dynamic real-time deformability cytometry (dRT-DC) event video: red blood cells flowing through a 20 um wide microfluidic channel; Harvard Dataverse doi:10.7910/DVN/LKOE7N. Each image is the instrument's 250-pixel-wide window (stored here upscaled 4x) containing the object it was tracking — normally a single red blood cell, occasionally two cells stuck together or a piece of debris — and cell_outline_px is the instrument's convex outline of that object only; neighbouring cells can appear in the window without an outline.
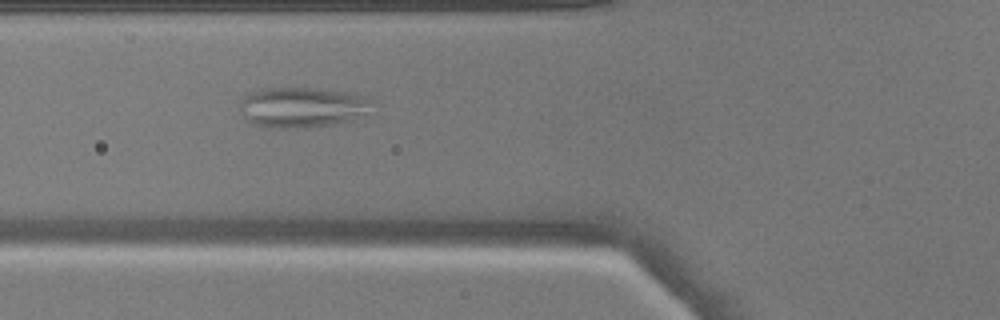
{"species": "common noctule bat (a hibernating species)", "species_latin": "Nyctalus noctula", "temperature_condition": "warm", "stored_images_in_passage": 37, "camera_frame_rate_fps": 3000, "um_per_image_px": 0.085, "animal": {"sex": "male", "body_mass_g": 17.9}, "frame": {"image": 1, "passage_image": 6, "time_ms": 1.667, "image_size_px": [1000, 320], "cell_outline_px": [[380, 104], [372, 116], [364, 120], [332, 124], [292, 128], [268, 128], [252, 124], [244, 120], [240, 112], [240, 104], [244, 96], [248, 92], [260, 88], [328, 88], [356, 92]], "centroid_in_image_um": [25.89, 9.11], "position_along_channel_um": 99.9, "area_um2": 33.12}}
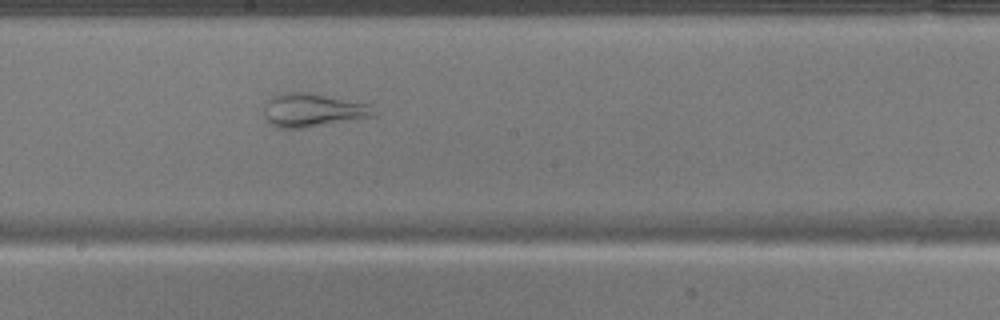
{"frame": {"image": 2, "passage_image": 15, "time_ms": 4.667, "image_size_px": [1000, 320], "cell_outline_px": [[380, 112], [376, 116], [300, 128], [276, 128], [268, 124], [264, 120], [264, 104], [272, 96], [280, 92], [312, 92], [372, 104]], "centroid_in_image_um": [26.6, 9.34], "position_along_channel_um": 221.6, "area_um2": 22.08}}
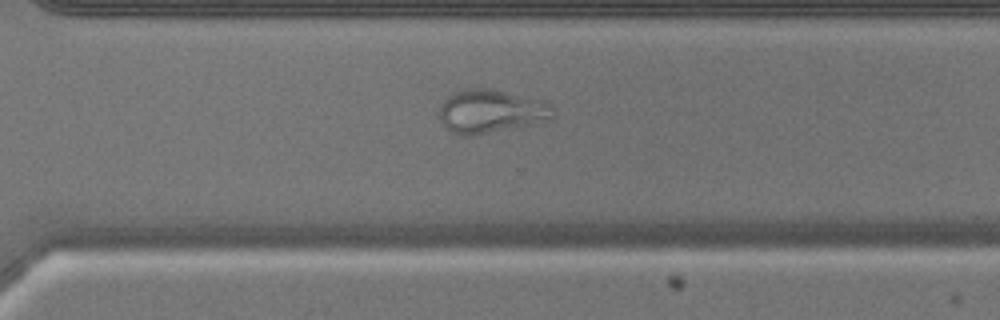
{"frame": {"image": 3, "passage_image": 23, "time_ms": 7.333, "image_size_px": [1000, 320], "cell_outline_px": [[556, 116], [552, 120], [532, 124], [468, 136], [452, 132], [440, 120], [440, 104], [452, 92], [464, 88], [492, 88], [552, 104], [556, 112]], "centroid_in_image_um": [41.75, 9.44], "position_along_channel_um": 328.8, "area_um2": 28.73}}